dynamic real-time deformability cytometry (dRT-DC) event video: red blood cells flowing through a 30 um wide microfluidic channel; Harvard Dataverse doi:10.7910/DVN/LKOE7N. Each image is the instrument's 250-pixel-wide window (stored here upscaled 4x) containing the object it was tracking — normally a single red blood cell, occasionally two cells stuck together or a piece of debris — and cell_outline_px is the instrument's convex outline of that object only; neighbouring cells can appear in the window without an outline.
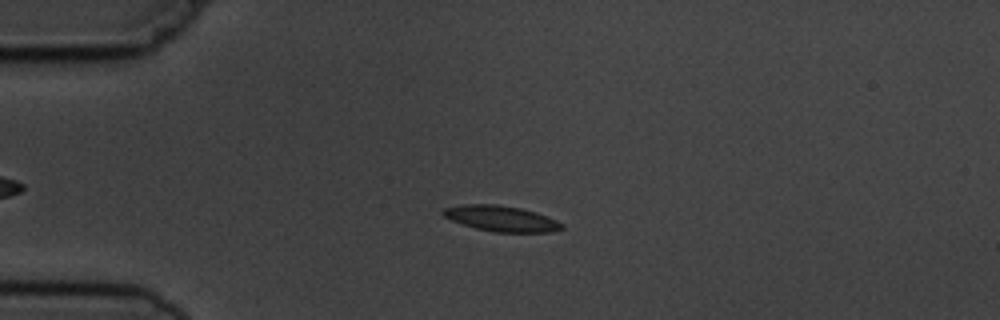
{"species": "common noctule bat (a hibernating species)", "species_latin": "Nyctalus noctula", "temperature_condition": "cold", "stored_images_in_passage": 4, "camera_frame_rate_fps": 3000, "um_per_image_px": 0.085, "animal": {"sex": "male", "body_mass_g": 19.5, "forearm_length_mm": 54.6}, "frame": {"image": 1, "passage_image": 3, "time_ms": 2.333, "image_size_px": [1000, 320], "cell_outline_px": [[564, 228], [552, 232], [496, 232], [476, 228], [452, 220], [444, 216], [440, 212], [444, 208], [464, 204], [496, 204], [520, 208], [536, 212], [556, 220], [564, 224]], "centroid_in_image_um": [42.62, 18.57], "position_along_channel_um": 42.4, "area_um2": 17.63}}